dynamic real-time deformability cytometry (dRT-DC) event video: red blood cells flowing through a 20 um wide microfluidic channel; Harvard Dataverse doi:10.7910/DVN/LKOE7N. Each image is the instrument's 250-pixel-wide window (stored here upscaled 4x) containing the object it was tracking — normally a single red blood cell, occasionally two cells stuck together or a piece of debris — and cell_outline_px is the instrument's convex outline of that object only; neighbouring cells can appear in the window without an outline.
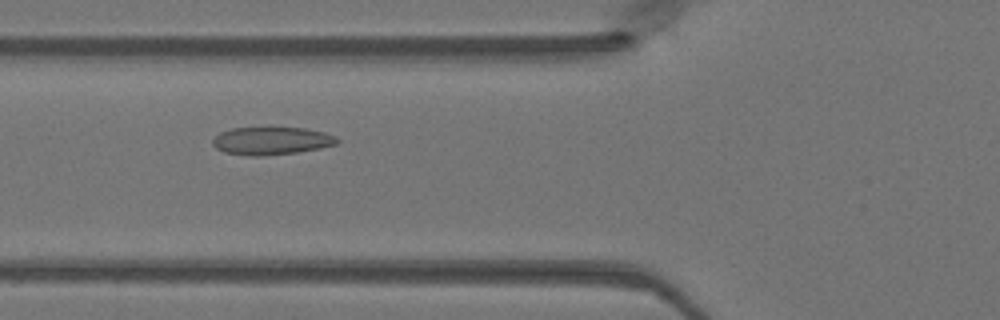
{"species": "Egyptian fruit bat (a non-hibernating species)", "species_latin": "Rousettus aegyptiacus", "temperature_condition": "warm", "stored_images_in_passage": 47, "camera_frame_rate_fps": 3000, "um_per_image_px": 0.085, "animal": {"sex": "female"}, "frame": {"image": 1, "passage_image": 17, "time_ms": 5.333, "image_size_px": [1000, 320], "cell_outline_px": [[340, 140], [336, 144], [320, 148], [296, 152], [260, 156], [252, 156], [224, 152], [216, 148], [212, 144], [212, 140], [220, 132], [232, 128], [304, 128], [324, 132], [336, 136]], "centroid_in_image_um": [23.07, 11.97], "position_along_channel_um": 102.7, "area_um2": 20.0}}
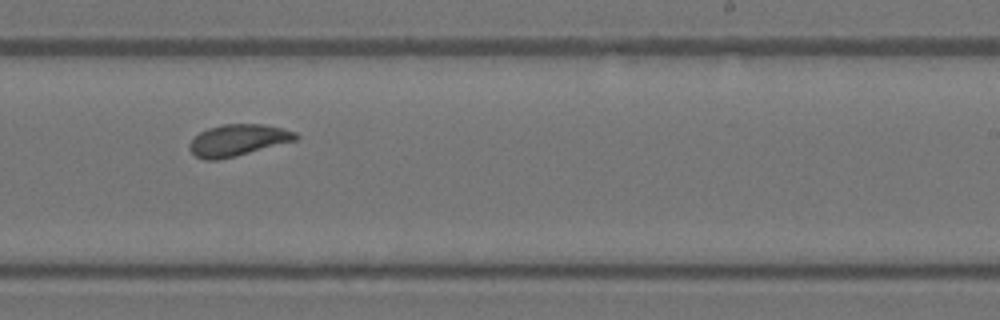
{"frame": {"image": 2, "passage_image": 29, "time_ms": 9.333, "image_size_px": [1000, 320], "cell_outline_px": [[300, 136], [296, 140], [236, 156], [216, 160], [204, 160], [196, 156], [188, 148], [188, 144], [200, 132], [208, 128], [224, 124], [264, 124], [296, 132]], "centroid_in_image_um": [20.21, 11.91], "position_along_channel_um": 268.8, "area_um2": 19.42}}
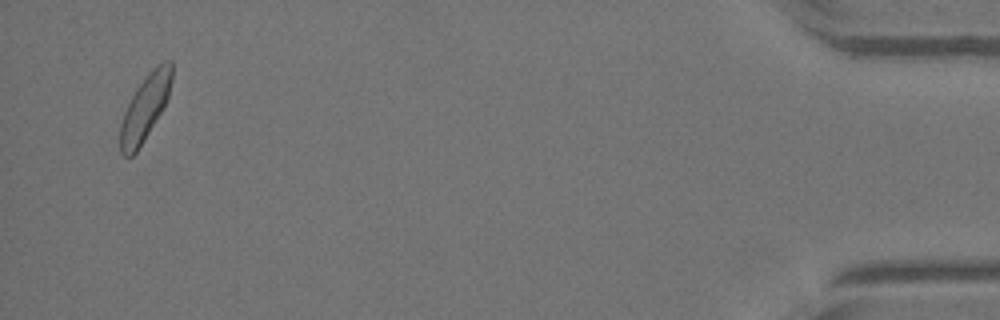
{"frame": {"image": 3, "passage_image": 46, "time_ms": 15.0, "image_size_px": [1000, 320], "cell_outline_px": [[172, 80], [168, 96], [160, 112], [144, 140], [136, 152], [132, 156], [124, 156], [120, 152], [120, 124], [124, 112], [136, 88], [148, 72], [156, 64], [164, 60], [172, 60]], "centroid_in_image_um": [12.32, 9.11], "position_along_channel_um": 422.9, "area_um2": 19.48}}